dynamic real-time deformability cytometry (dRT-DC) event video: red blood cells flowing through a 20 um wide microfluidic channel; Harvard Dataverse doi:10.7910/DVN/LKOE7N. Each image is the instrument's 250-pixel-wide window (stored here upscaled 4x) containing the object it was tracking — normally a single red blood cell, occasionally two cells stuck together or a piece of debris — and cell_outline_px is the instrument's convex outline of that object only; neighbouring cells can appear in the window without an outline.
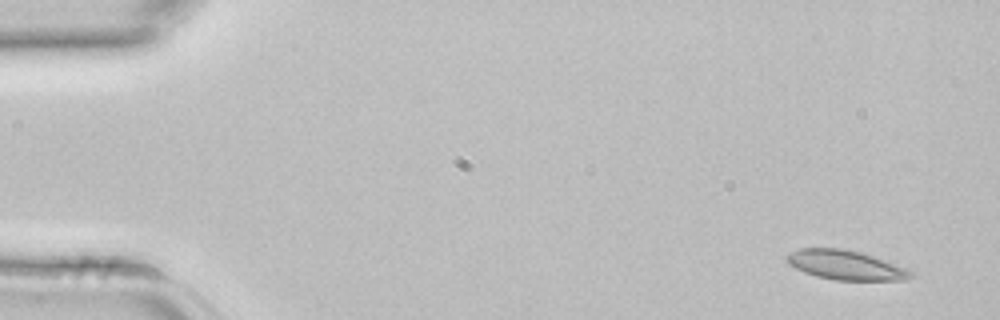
{"species": "common noctule bat (a hibernating species)", "species_latin": "Nyctalus noctula", "temperature_condition": "room temperature", "stored_images_in_passage": 4, "camera_frame_rate_fps": 3000, "um_per_image_px": 0.085, "animal": {"sex": "female", "body_mass_g": 22.7, "forearm_length_mm": 54.2}, "frame": {"image": 1, "passage_image": 1, "time_ms": 0.0, "image_size_px": [1000, 320], "cell_outline_px": [[916, 276], [904, 280], [836, 280], [816, 276], [804, 272], [788, 264], [784, 256], [800, 248], [840, 248], [860, 252], [872, 256], [904, 268], [912, 272]], "centroid_in_image_um": [71.84, 22.53], "position_along_channel_um": 13.2, "area_um2": 21.04}}